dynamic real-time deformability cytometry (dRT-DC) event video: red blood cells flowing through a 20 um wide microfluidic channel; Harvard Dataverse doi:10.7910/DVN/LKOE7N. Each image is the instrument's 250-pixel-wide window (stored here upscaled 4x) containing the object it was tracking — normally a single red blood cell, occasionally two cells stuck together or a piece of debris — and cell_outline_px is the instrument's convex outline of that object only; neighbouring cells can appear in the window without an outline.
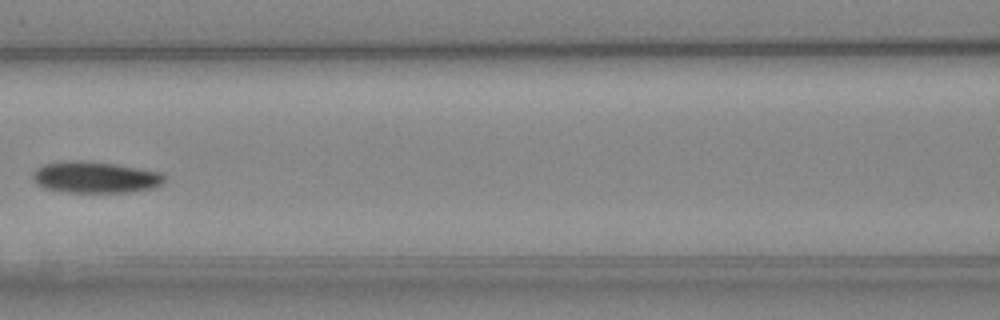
{"species": "Egyptian fruit bat (a non-hibernating species)", "species_latin": "Rousettus aegyptiacus", "temperature_condition": "cold", "stored_images_in_passage": 6, "camera_frame_rate_fps": 3000, "um_per_image_px": 0.085, "animal": {"sex": "female"}, "frame": {"image": 1, "passage_image": 5, "time_ms": 5.0, "image_size_px": [1000, 320], "cell_outline_px": [[164, 180], [160, 184], [152, 188], [132, 192], [64, 192], [44, 188], [36, 184], [32, 180], [32, 172], [36, 168], [44, 164], [72, 160], [80, 160], [116, 164], [160, 172], [164, 176]], "centroid_in_image_um": [8.04, 15.07], "position_along_channel_um": 158.6, "area_um2": 24.16}}
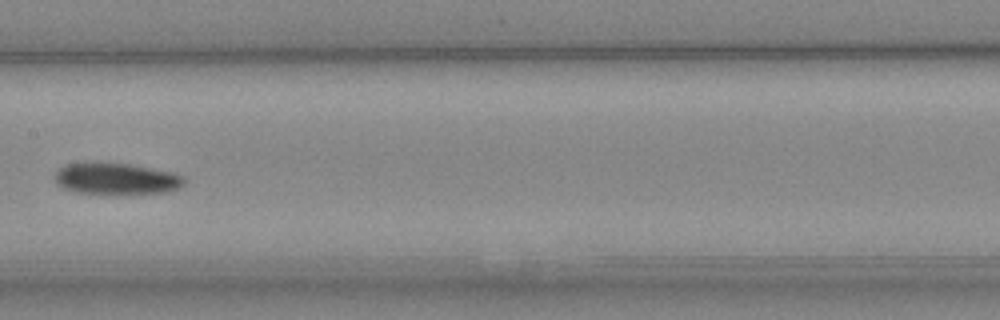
{"frame": {"image": 2, "passage_image": 6, "time_ms": 6.0, "image_size_px": [1000, 320], "cell_outline_px": [[188, 180], [180, 188], [168, 192], [76, 192], [64, 188], [56, 180], [56, 172], [60, 168], [68, 164], [84, 160], [96, 160], [132, 164], [172, 172], [184, 176]], "centroid_in_image_um": [9.91, 15.12], "position_along_channel_um": 197.5, "area_um2": 23.81}}